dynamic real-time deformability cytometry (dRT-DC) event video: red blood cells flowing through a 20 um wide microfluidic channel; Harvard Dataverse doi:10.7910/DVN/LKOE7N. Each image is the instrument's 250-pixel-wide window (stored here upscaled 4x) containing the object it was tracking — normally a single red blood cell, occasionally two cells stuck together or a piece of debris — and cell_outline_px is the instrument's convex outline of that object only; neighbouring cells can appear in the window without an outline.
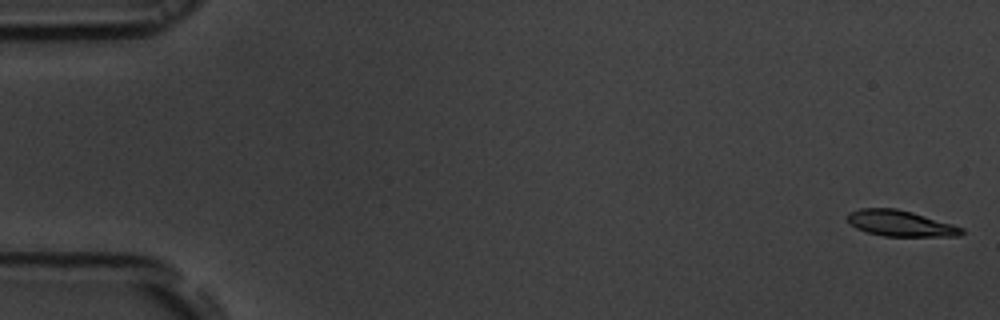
{"species": "common noctule bat (a hibernating species)", "species_latin": "Nyctalus noctula", "temperature_condition": "room temperature", "stored_images_in_passage": 54, "camera_frame_rate_fps": 3000, "um_per_image_px": 0.085, "animal": {"sex": "male", "body_mass_g": 19.5, "forearm_length_mm": 54.6}, "frame": {"image": 1, "passage_image": 1, "time_ms": 0.0, "image_size_px": [1000, 320], "cell_outline_px": [[964, 232], [960, 236], [884, 236], [864, 232], [856, 228], [848, 220], [848, 212], [860, 208], [896, 208], [912, 212], [952, 224], [964, 228]], "centroid_in_image_um": [76.53, 18.99], "position_along_channel_um": 8.5, "area_um2": 17.22}}
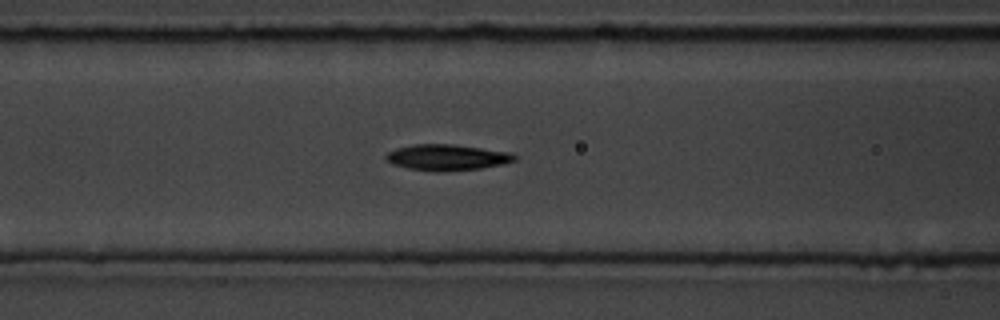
{"frame": {"image": 2, "passage_image": 22, "time_ms": 7.0, "image_size_px": [1000, 320], "cell_outline_px": [[516, 160], [504, 164], [480, 168], [444, 172], [436, 172], [408, 168], [392, 164], [384, 156], [388, 152], [396, 148], [412, 144], [452, 144], [512, 152], [516, 156]], "centroid_in_image_um": [38.01, 13.38], "position_along_channel_um": 128.6, "area_um2": 19.59}}
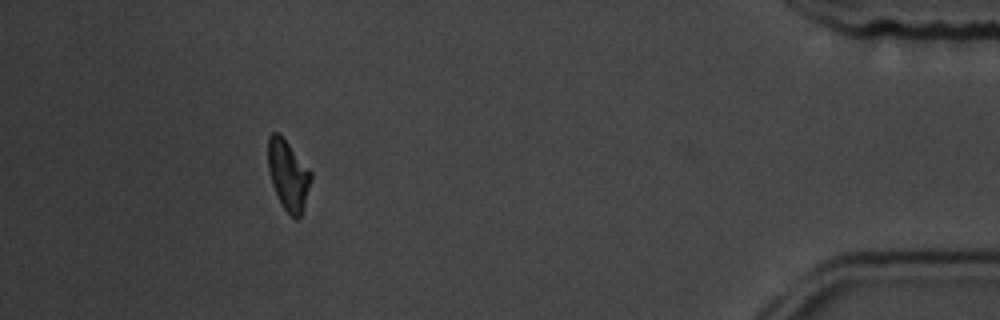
{"frame": {"image": 3, "passage_image": 49, "time_ms": 16.0, "image_size_px": [1000, 320], "cell_outline_px": [[312, 180], [304, 208], [300, 216], [296, 220], [284, 208], [272, 184], [268, 168], [268, 136], [272, 132], [280, 132], [312, 172]], "centroid_in_image_um": [24.51, 14.84], "position_along_channel_um": 410.7, "area_um2": 17.63}, "authors_computed_cell_mechanics": {"area_um2": 18.6116, "velocity_mm_per_s": 3.7864, "shape_relaxation_time_tau1_ms": 2.0805, "shape_relaxation_time_tau2_ms": 3.6785, "deformation_change_tau1": 0.1631, "deformation_change_tau2": 0.0959}}